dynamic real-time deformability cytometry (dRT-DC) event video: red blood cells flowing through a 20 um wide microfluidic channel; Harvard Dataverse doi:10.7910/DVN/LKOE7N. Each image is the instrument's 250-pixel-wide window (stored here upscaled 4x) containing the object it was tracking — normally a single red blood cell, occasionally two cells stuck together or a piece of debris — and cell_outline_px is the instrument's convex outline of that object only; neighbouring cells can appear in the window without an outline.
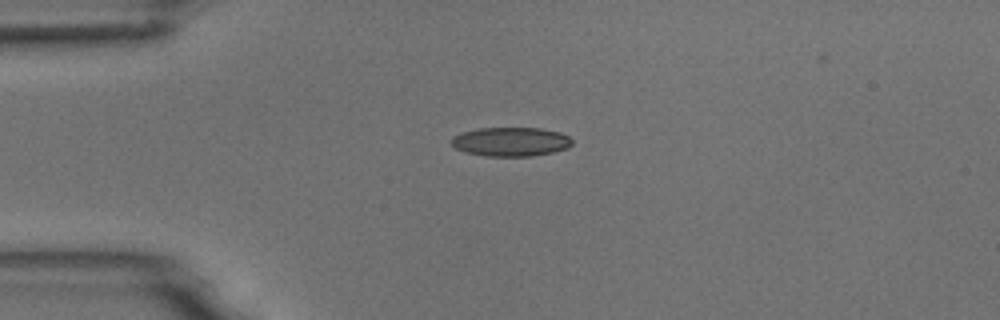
{"species": "common noctule bat (a hibernating species)", "species_latin": "Nyctalus noctula", "temperature_condition": "room temperature", "stored_images_in_passage": 2, "camera_frame_rate_fps": 3000, "um_per_image_px": 0.085, "animal": {"sex": "male", "body_mass_g": 18.8}, "frame": {"image": 1, "passage_image": 1, "time_ms": 0.0, "image_size_px": [1000, 320], "cell_outline_px": [[572, 144], [568, 148], [552, 152], [532, 156], [484, 156], [468, 152], [456, 148], [452, 144], [452, 136], [460, 132], [480, 128], [540, 128], [560, 132], [568, 136], [572, 140]], "centroid_in_image_um": [43.43, 12.04], "position_along_channel_um": 41.6, "area_um2": 20.4}}